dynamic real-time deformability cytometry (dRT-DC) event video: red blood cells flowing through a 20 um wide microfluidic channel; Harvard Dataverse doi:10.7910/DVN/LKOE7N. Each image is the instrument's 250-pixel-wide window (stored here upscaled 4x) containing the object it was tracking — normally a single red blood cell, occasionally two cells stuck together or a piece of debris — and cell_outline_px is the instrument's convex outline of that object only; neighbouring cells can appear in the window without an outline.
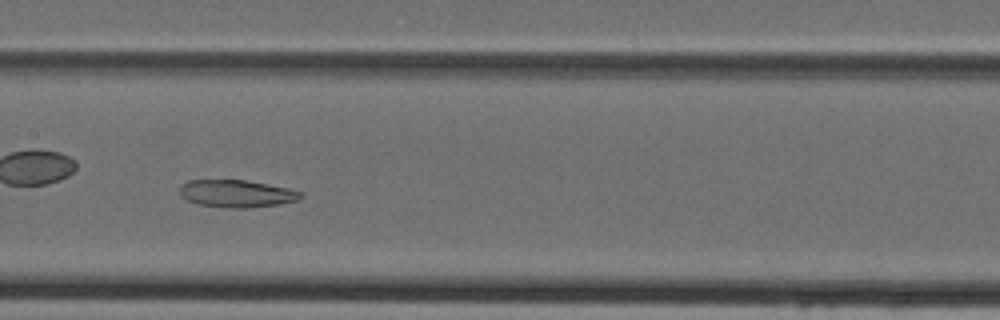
{"species": "Egyptian fruit bat (a non-hibernating species)", "species_latin": "Rousettus aegyptiacus", "temperature_condition": "cold", "stored_images_in_passage": 42, "camera_frame_rate_fps": 3000, "um_per_image_px": 0.085, "animal": {"sex": "female"}, "frame": {"image": 1, "passage_image": 19, "time_ms": 6.0, "image_size_px": [1000, 320], "cell_outline_px": [[304, 196], [296, 200], [280, 204], [244, 208], [224, 208], [196, 204], [180, 196], [180, 188], [188, 180], [248, 180], [288, 188], [304, 192]], "centroid_in_image_um": [20.13, 16.46], "position_along_channel_um": 187.3, "area_um2": 19.42}}
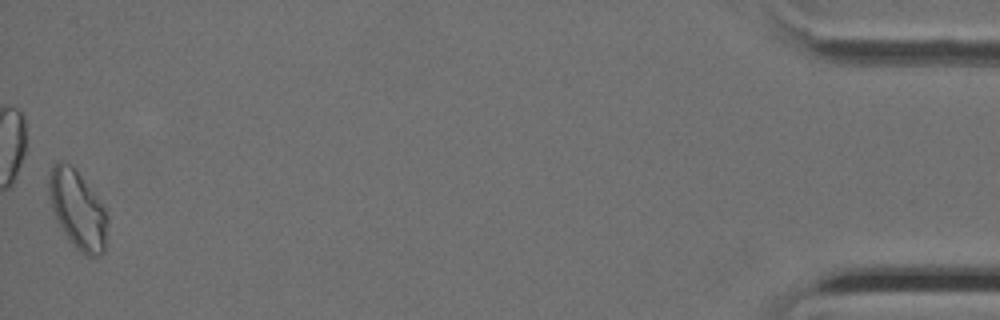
{"frame": {"image": 2, "passage_image": 42, "time_ms": 13.667, "image_size_px": [1000, 320], "cell_outline_px": [[108, 220], [104, 252], [100, 256], [84, 256], [76, 248], [60, 228], [56, 220], [52, 208], [48, 192], [48, 180], [52, 164], [68, 164], [80, 176], [104, 208], [108, 216]], "centroid_in_image_um": [6.59, 17.9], "position_along_channel_um": 428.6, "area_um2": 26.18}}